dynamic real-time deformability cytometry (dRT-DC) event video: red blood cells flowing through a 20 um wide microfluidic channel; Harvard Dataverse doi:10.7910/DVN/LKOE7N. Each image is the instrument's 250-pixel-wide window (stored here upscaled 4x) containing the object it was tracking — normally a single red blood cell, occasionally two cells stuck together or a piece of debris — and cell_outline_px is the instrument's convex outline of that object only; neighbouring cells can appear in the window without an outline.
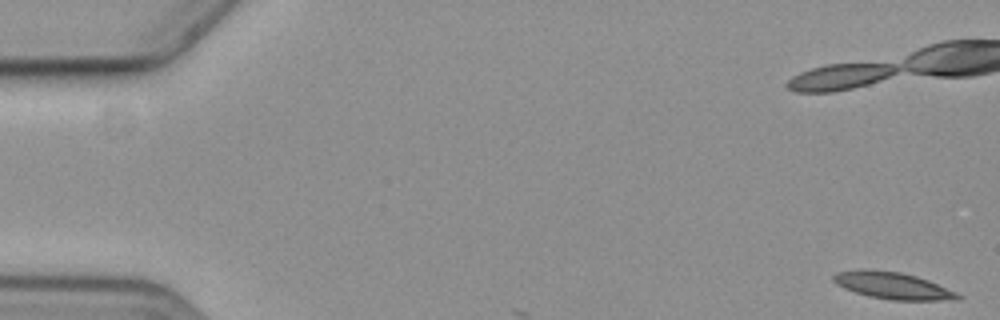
{"species": "common noctule bat (a hibernating species)", "species_latin": "Nyctalus noctula", "temperature_condition": "cold", "stored_images_in_passage": 7, "camera_frame_rate_fps": 3000, "um_per_image_px": 0.085, "animal": {"sex": "female", "body_mass_g": 19.3, "forearm_length_mm": 54.1}, "frame": {"image": 1, "passage_image": 1, "time_ms": 0.0, "image_size_px": [1000, 320], "cell_outline_px": [[964, 296], [960, 300], [892, 300], [868, 296], [844, 288], [836, 284], [832, 280], [832, 276], [836, 272], [860, 268], [868, 268], [900, 272], [916, 276], [928, 280], [956, 292]], "centroid_in_image_um": [75.86, 24.26], "position_along_channel_um": 9.1, "area_um2": 19.71}}